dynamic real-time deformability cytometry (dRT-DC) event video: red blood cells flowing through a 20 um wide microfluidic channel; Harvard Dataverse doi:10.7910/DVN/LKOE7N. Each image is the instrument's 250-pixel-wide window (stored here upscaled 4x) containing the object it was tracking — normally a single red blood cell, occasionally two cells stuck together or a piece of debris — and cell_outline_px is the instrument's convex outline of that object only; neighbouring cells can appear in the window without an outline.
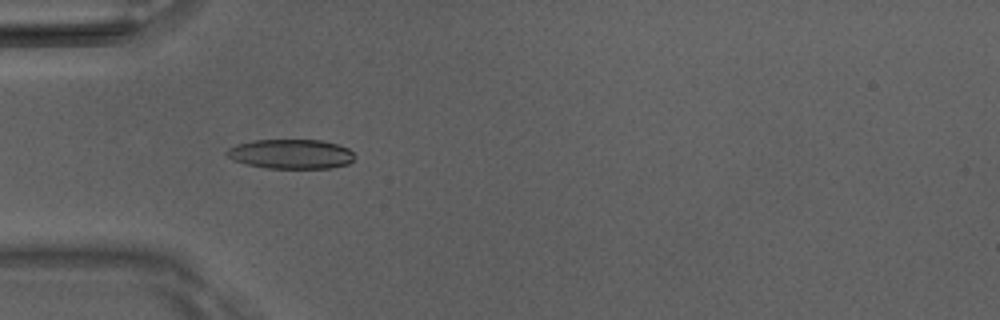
{"species": "Egyptian fruit bat (a non-hibernating species)", "species_latin": "Rousettus aegyptiacus", "temperature_condition": "room temperature", "stored_images_in_passage": 7, "camera_frame_rate_fps": 3000, "um_per_image_px": 0.085, "animal": {"sex": "male"}, "frame": {"image": 1, "passage_image": 4, "time_ms": 1.0, "image_size_px": [1000, 320], "cell_outline_px": [[356, 156], [348, 164], [332, 168], [264, 168], [232, 160], [224, 152], [228, 148], [236, 144], [252, 140], [324, 140], [348, 148]], "centroid_in_image_um": [24.72, 13.09], "position_along_channel_um": 60.3, "area_um2": 22.14}}